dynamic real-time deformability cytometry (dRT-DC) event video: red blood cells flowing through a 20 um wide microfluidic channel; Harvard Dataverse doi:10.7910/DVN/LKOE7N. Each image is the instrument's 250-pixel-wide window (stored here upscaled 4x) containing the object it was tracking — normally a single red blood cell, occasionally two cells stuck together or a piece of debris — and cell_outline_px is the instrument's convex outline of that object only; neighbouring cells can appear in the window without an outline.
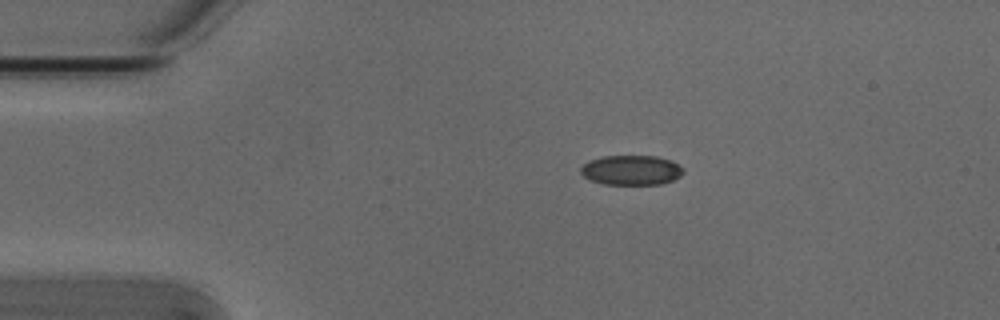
{"species": "Egyptian fruit bat (a non-hibernating species)", "species_latin": "Rousettus aegyptiacus", "temperature_condition": "cold", "stored_images_in_passage": 6, "camera_frame_rate_fps": 3000, "um_per_image_px": 0.085, "animal": {"sex": "male"}, "frame": {"image": 1, "passage_image": 3, "time_ms": 0.667, "image_size_px": [1000, 320], "cell_outline_px": [[684, 172], [680, 176], [672, 180], [660, 184], [604, 184], [592, 180], [584, 176], [580, 172], [580, 168], [588, 160], [600, 156], [656, 156], [672, 160], [680, 164], [684, 168]], "centroid_in_image_um": [53.68, 14.44], "position_along_channel_um": 31.3, "area_um2": 17.92}}
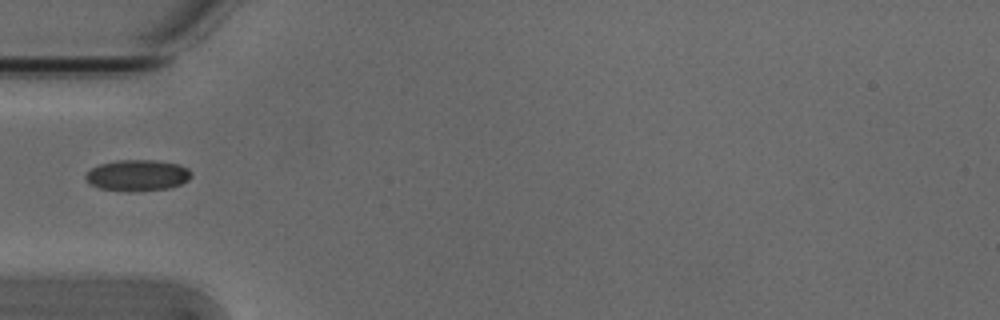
{"frame": {"image": 2, "passage_image": 5, "time_ms": 1.333, "image_size_px": [1000, 320], "cell_outline_px": [[192, 176], [188, 180], [180, 184], [168, 188], [132, 192], [128, 192], [100, 188], [88, 184], [84, 176], [92, 168], [100, 164], [116, 160], [156, 160], [180, 164], [188, 168], [192, 172]], "centroid_in_image_um": [11.69, 14.9], "position_along_channel_um": 73.3, "area_um2": 19.42}}
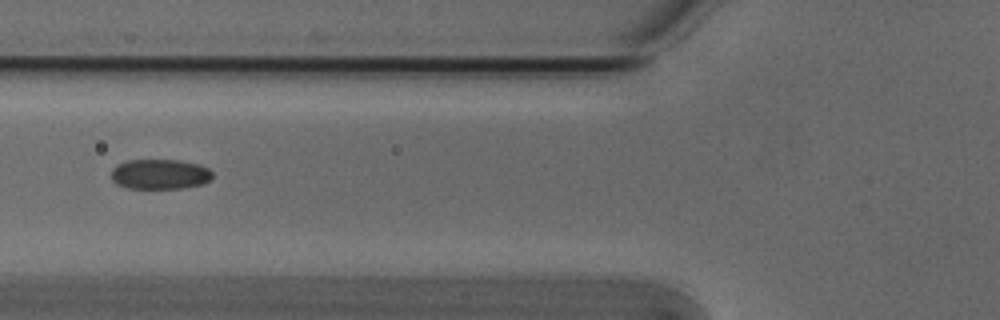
{"frame": {"image": 3, "passage_image": 6, "time_ms": 1.667, "image_size_px": [1000, 320], "cell_outline_px": [[212, 180], [204, 184], [184, 188], [128, 188], [116, 184], [112, 180], [112, 168], [116, 164], [128, 160], [180, 160], [200, 164], [208, 168], [212, 172]], "centroid_in_image_um": [13.62, 14.8], "position_along_channel_um": 112.2, "area_um2": 17.98}}